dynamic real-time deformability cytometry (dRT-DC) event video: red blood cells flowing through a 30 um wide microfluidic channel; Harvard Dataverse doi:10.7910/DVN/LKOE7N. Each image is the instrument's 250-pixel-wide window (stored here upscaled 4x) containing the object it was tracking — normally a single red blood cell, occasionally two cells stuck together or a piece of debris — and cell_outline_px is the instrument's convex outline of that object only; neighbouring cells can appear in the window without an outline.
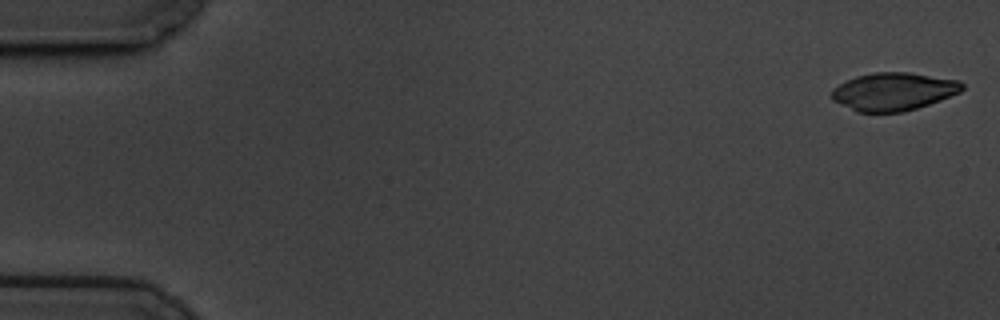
{"species": "common noctule bat (a hibernating species)", "species_latin": "Nyctalus noctula", "temperature_condition": "cold", "stored_images_in_passage": 58, "camera_frame_rate_fps": 3000, "um_per_image_px": 0.085, "animal": {"sex": "male", "body_mass_g": 19.5, "forearm_length_mm": 54.6}, "frame": {"image": 1, "passage_image": 1, "time_ms": 0.0, "image_size_px": [1000, 320], "cell_outline_px": [[964, 88], [960, 92], [940, 100], [904, 112], [856, 112], [832, 100], [832, 88], [856, 76], [872, 72], [908, 72], [960, 80], [964, 84]], "centroid_in_image_um": [75.95, 7.78], "position_along_channel_um": 9.0, "area_um2": 28.84}}
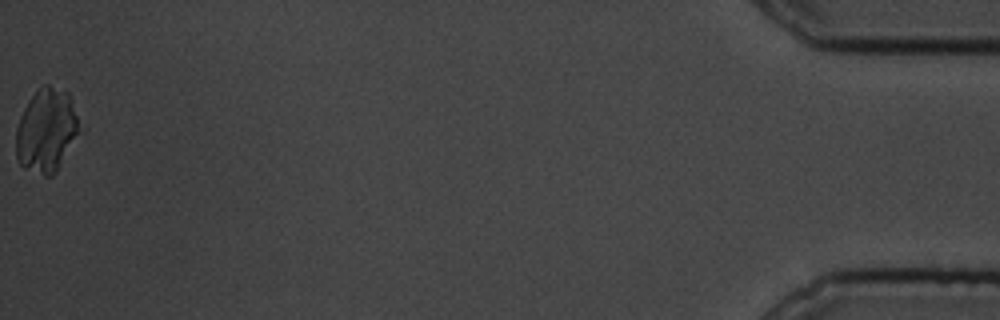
{"frame": {"image": 2, "passage_image": 58, "time_ms": 19.0, "image_size_px": [1000, 320], "cell_outline_px": [[84, 128], [56, 172], [52, 176], [44, 176], [24, 168], [20, 164], [16, 156], [16, 128], [20, 116], [28, 100], [44, 84], [48, 84], [68, 92]], "centroid_in_image_um": [3.99, 11.1], "position_along_channel_um": 431.2, "area_um2": 31.56}}